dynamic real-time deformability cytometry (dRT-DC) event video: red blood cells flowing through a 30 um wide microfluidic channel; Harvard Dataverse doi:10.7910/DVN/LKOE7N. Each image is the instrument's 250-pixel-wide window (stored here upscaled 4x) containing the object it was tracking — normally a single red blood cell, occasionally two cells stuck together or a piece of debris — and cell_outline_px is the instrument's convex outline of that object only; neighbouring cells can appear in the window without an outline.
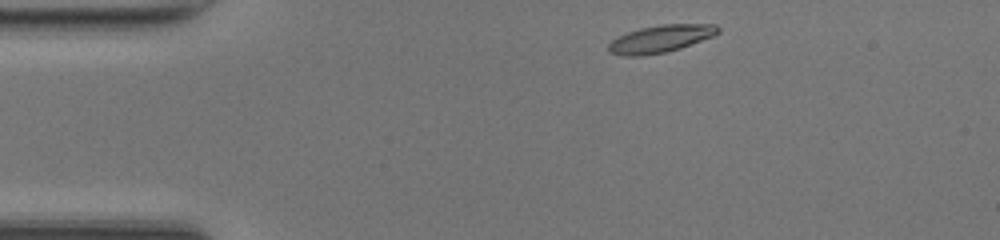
{"species": "common noctule bat (a hibernating species)", "species_latin": "Nyctalus noctula", "temperature_condition": "room temperature", "stored_images_in_passage": 41, "camera_frame_rate_fps": 3000, "um_per_image_px": 0.085, "animal": {"sex": "female", "body_mass_g": 17.0, "forearm_length_mm": 48.0}, "frame": {"image": 1, "passage_image": 1, "time_ms": 0.0, "image_size_px": [1000, 240], "cell_outline_px": [[720, 32], [712, 36], [680, 48], [668, 52], [644, 56], [624, 56], [608, 52], [608, 44], [612, 40], [628, 32], [640, 28], [664, 24], [716, 24], [720, 28]], "centroid_in_image_um": [56.14, 3.31], "position_along_channel_um": 28.9, "area_um2": 17.46}}
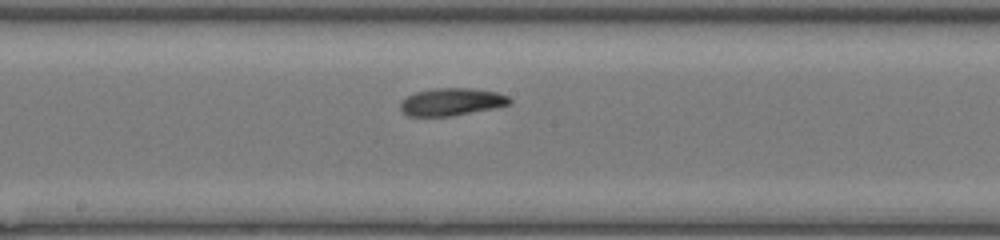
{"frame": {"image": 2, "passage_image": 18, "time_ms": 5.667, "image_size_px": [1000, 240], "cell_outline_px": [[512, 104], [452, 116], [408, 116], [400, 108], [400, 104], [408, 96], [416, 92], [432, 88], [472, 88], [496, 92], [508, 96], [512, 100]], "centroid_in_image_um": [38.41, 8.65], "position_along_channel_um": 209.8, "area_um2": 17.4}}
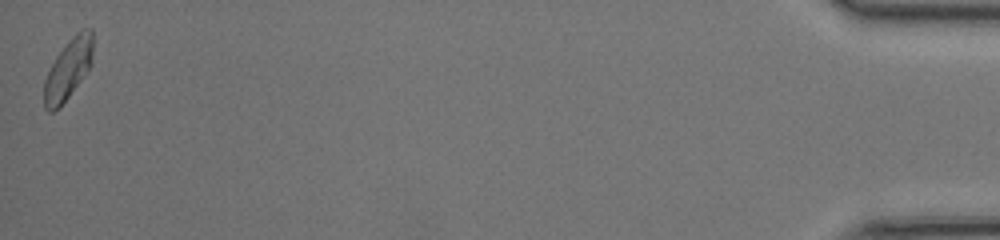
{"frame": {"image": 3, "passage_image": 41, "time_ms": 13.333, "image_size_px": [1000, 240], "cell_outline_px": [[92, 60], [88, 68], [80, 80], [60, 108], [52, 112], [48, 112], [44, 108], [44, 80], [56, 56], [68, 40], [80, 28], [92, 28]], "centroid_in_image_um": [5.77, 5.88], "position_along_channel_um": 429.4, "area_um2": 17.05}, "authors_computed_cell_mechanics": {"area_um2": 17.1088, "velocity_mm_per_s": 4.2226, "shape_relaxation_time_tau1_ms": 3.8228, "shape_relaxation_time_tau2_ms": 6.3713, "deformation_change_tau1": 0.1252, "deformation_change_tau2": 0.1158}}